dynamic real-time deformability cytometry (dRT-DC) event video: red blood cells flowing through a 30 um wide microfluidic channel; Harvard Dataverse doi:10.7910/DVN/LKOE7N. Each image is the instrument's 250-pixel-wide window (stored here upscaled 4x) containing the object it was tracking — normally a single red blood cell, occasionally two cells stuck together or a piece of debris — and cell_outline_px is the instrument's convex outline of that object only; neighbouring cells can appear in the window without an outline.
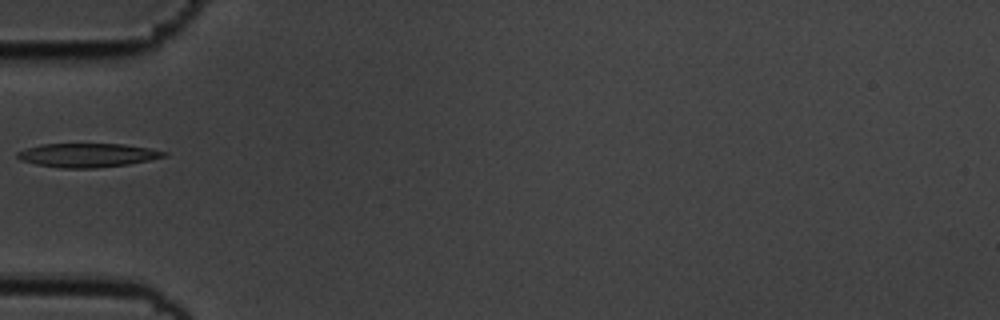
{"species": "common noctule bat (a hibernating species)", "species_latin": "Nyctalus noctula", "temperature_condition": "cold", "stored_images_in_passage": 38, "camera_frame_rate_fps": 3000, "um_per_image_px": 0.085, "animal": {"sex": "male", "body_mass_g": 19.5, "forearm_length_mm": 54.6}, "frame": {"image": 1, "passage_image": 1, "time_ms": 0.0, "image_size_px": [1000, 320], "cell_outline_px": [[168, 156], [128, 164], [96, 168], [60, 168], [36, 164], [20, 160], [16, 156], [16, 152], [40, 144], [124, 144], [148, 148], [168, 152]], "centroid_in_image_um": [7.43, 13.19], "position_along_channel_um": 77.6, "area_um2": 20.35}}
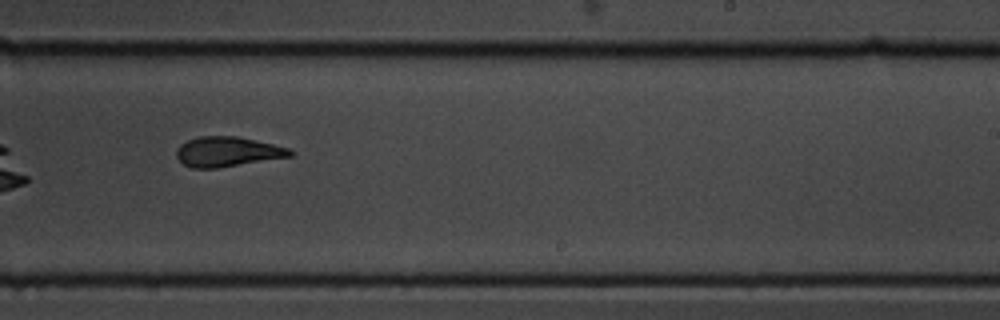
{"frame": {"image": 2, "passage_image": 17, "time_ms": 5.333, "image_size_px": [1000, 320], "cell_outline_px": [[296, 152], [292, 156], [216, 168], [192, 168], [184, 164], [176, 156], [176, 148], [180, 144], [188, 140], [200, 136], [236, 136], [292, 148]], "centroid_in_image_um": [19.36, 12.89], "position_along_channel_um": 269.6, "area_um2": 19.83}}